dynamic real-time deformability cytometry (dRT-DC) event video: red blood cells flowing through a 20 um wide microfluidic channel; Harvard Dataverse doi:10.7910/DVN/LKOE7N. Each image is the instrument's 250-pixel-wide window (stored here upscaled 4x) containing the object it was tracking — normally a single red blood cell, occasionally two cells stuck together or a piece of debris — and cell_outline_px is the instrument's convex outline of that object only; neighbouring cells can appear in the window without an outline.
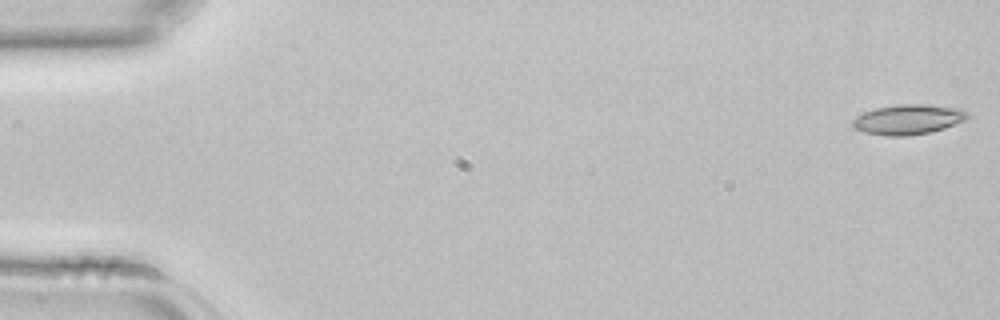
{"species": "common noctule bat (a hibernating species)", "species_latin": "Nyctalus noctula", "temperature_condition": "room temperature", "stored_images_in_passage": 12, "camera_frame_rate_fps": 3000, "um_per_image_px": 0.085, "animal": {"sex": "female", "body_mass_g": 22.7, "forearm_length_mm": 54.2}, "frame": {"image": 1, "passage_image": 1, "time_ms": 0.0, "image_size_px": [1000, 320], "cell_outline_px": [[968, 120], [944, 128], [928, 132], [904, 136], [884, 136], [864, 132], [852, 128], [852, 120], [864, 112], [876, 108], [900, 104], [928, 104], [964, 108], [968, 112]], "centroid_in_image_um": [77.23, 10.14], "position_along_channel_um": 7.8, "area_um2": 20.29}}
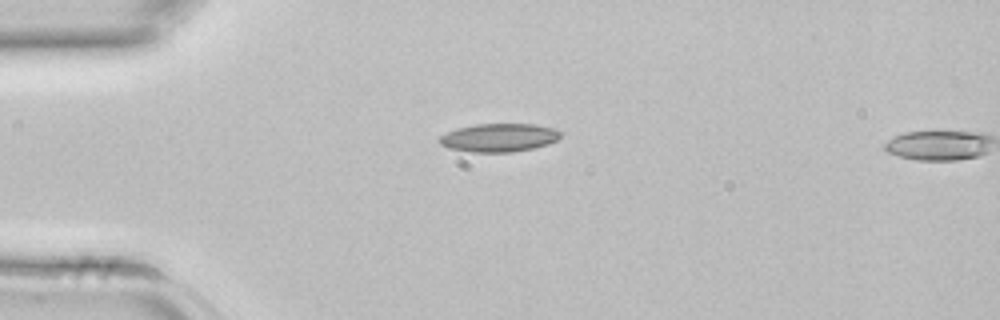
{"frame": {"image": 2, "passage_image": 11, "time_ms": 3.333, "image_size_px": [1000, 320], "cell_outline_px": [[560, 136], [556, 140], [548, 144], [532, 148], [512, 152], [472, 152], [448, 148], [440, 144], [436, 140], [440, 136], [456, 128], [476, 124], [536, 124], [552, 128], [560, 132]], "centroid_in_image_um": [42.36, 11.7], "position_along_channel_um": 42.6, "area_um2": 19.94}}